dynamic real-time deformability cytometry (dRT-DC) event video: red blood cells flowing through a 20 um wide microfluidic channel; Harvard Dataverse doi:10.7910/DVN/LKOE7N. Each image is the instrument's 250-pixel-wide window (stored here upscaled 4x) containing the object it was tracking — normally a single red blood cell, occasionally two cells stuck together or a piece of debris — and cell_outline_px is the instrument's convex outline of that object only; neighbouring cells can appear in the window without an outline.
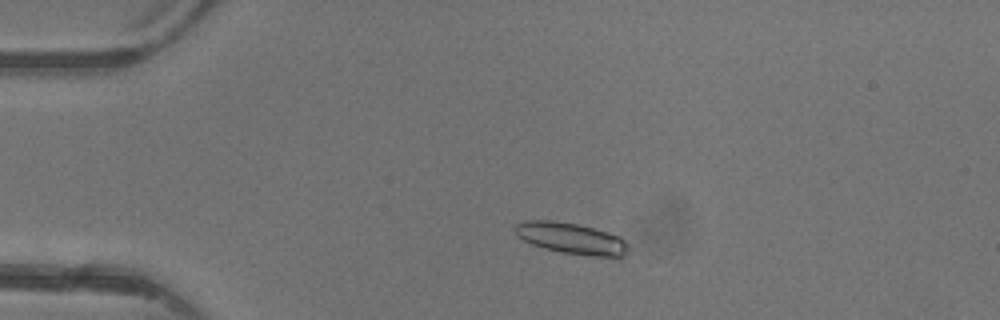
{"species": "common noctule bat (a hibernating species)", "species_latin": "Nyctalus noctula", "temperature_condition": "warm", "stored_images_in_passage": 3, "camera_frame_rate_fps": 3000, "um_per_image_px": 0.085, "animal": {"sex": "female"}, "frame": {"image": 1, "passage_image": 2, "time_ms": 1.333, "image_size_px": [1000, 320], "cell_outline_px": [[628, 252], [620, 260], [616, 260], [564, 252], [544, 248], [532, 244], [516, 236], [512, 228], [516, 224], [524, 220], [552, 220], [576, 224], [608, 232], [620, 236], [628, 244]], "centroid_in_image_um": [48.61, 20.29], "position_along_channel_um": 36.4, "area_um2": 21.15}}